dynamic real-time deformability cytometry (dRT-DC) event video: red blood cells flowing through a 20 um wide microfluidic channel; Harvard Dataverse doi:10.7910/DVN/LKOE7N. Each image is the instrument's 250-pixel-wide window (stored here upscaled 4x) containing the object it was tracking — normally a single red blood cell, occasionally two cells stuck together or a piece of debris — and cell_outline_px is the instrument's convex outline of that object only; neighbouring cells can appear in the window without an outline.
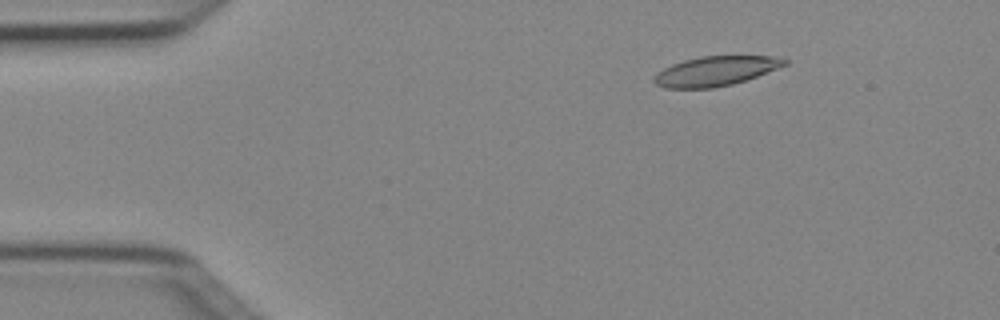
{"species": "Egyptian fruit bat (a non-hibernating species)", "species_latin": "Rousettus aegyptiacus", "temperature_condition": "cold", "stored_images_in_passage": 4, "camera_frame_rate_fps": 3000, "um_per_image_px": 0.085, "animal": {"sex": "female"}, "frame": {"image": 1, "passage_image": 4, "time_ms": 1.0, "image_size_px": [1000, 320], "cell_outline_px": [[788, 64], [756, 76], [732, 84], [712, 88], [664, 88], [656, 84], [652, 80], [656, 72], [672, 64], [684, 60], [700, 56], [784, 56], [788, 60]], "centroid_in_image_um": [60.82, 6.03], "position_along_channel_um": 24.2, "area_um2": 22.54}}